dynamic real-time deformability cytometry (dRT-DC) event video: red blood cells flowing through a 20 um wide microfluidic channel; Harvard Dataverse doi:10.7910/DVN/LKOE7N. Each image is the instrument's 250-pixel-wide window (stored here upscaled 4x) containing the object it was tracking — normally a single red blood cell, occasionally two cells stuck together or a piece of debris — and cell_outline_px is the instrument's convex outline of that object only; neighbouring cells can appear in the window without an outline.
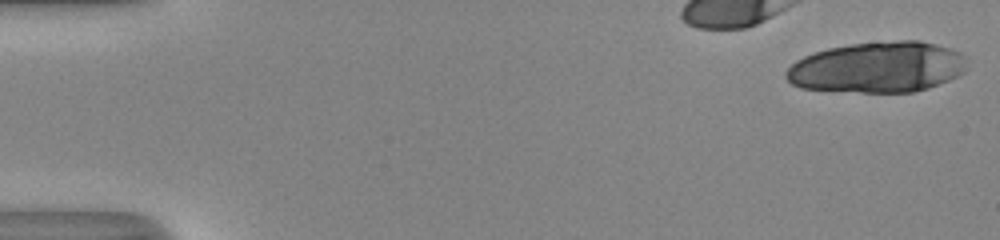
{"species": "human", "species_latin": "Homo sapiens", "temperature_condition": "room temperature", "stored_images_in_passage": 37, "camera_frame_rate_fps": 3000, "um_per_image_px": 0.085, "donor": {"sex": "male"}, "frame": {"image": 1, "passage_image": 1, "time_ms": 0.0, "image_size_px": [1000, 240], "cell_outline_px": [[968, 68], [964, 72], [948, 80], [928, 88], [912, 92], [860, 92], [800, 88], [792, 84], [784, 76], [784, 72], [796, 60], [804, 56], [828, 48], [852, 44], [896, 40], [920, 40], [952, 48], [960, 52], [964, 56]], "centroid_in_image_um": [74.61, 5.71], "position_along_channel_um": 10.4, "area_um2": 53.75}}
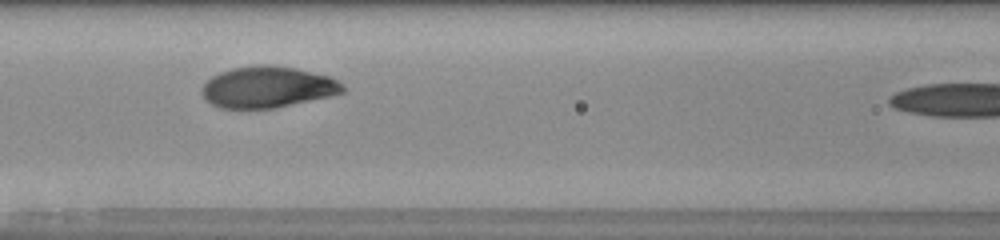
{"frame": {"image": 2, "passage_image": 18, "time_ms": 5.667, "image_size_px": [1000, 240], "cell_outline_px": [[344, 92], [332, 96], [276, 108], [220, 108], [212, 104], [200, 92], [200, 88], [212, 76], [220, 72], [232, 68], [256, 64], [268, 64], [296, 68], [328, 76], [344, 84]], "centroid_in_image_um": [22.75, 7.4], "position_along_channel_um": 143.9, "area_um2": 34.04}}
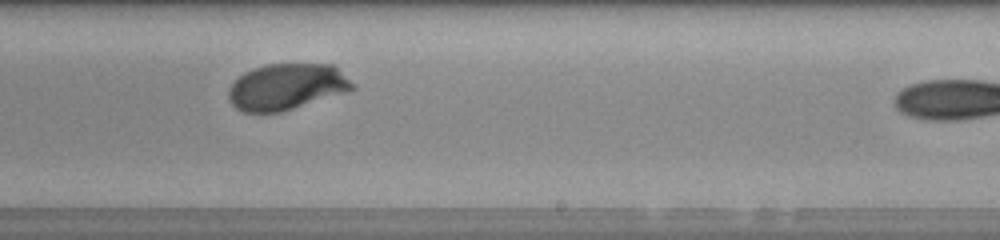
{"frame": {"image": 3, "passage_image": 27, "time_ms": 8.667, "image_size_px": [1000, 240], "cell_outline_px": [[356, 88], [348, 92], [280, 112], [244, 112], [236, 108], [228, 100], [228, 88], [244, 72], [252, 68], [264, 64], [336, 64]], "centroid_in_image_um": [24.37, 7.36], "position_along_channel_um": 264.6, "area_um2": 33.52}}